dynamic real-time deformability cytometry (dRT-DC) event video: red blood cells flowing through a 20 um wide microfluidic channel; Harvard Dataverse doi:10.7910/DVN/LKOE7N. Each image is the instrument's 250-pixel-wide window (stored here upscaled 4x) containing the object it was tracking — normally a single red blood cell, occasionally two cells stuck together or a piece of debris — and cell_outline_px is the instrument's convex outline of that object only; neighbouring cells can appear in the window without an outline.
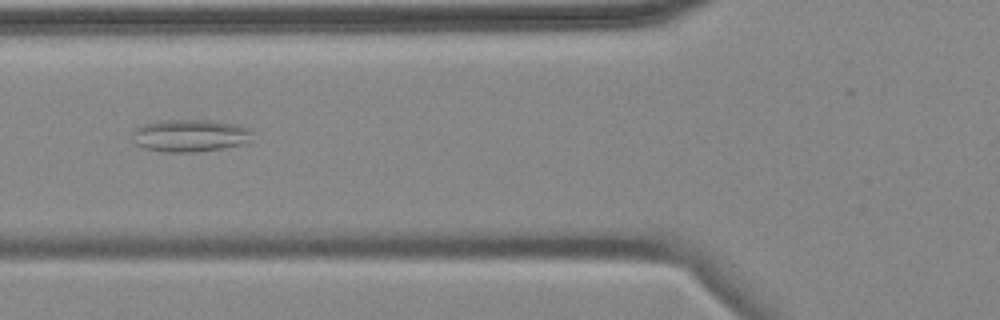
{"species": "common noctule bat (a hibernating species)", "species_latin": "Nyctalus noctula", "temperature_condition": "cold", "stored_images_in_passage": 14, "camera_frame_rate_fps": 3000, "um_per_image_px": 0.085, "animal": {"sex": "female", "body_mass_g": 18.4}, "frame": {"image": 1, "passage_image": 5, "time_ms": 6.333, "image_size_px": [1000, 320], "cell_outline_px": [[252, 132], [248, 140], [244, 144], [196, 152], [168, 152], [144, 148], [136, 144], [132, 132], [136, 128], [144, 124], [160, 120], [208, 120], [240, 124], [248, 128]], "centroid_in_image_um": [16.15, 11.51], "position_along_channel_um": 109.6, "area_um2": 22.54}}
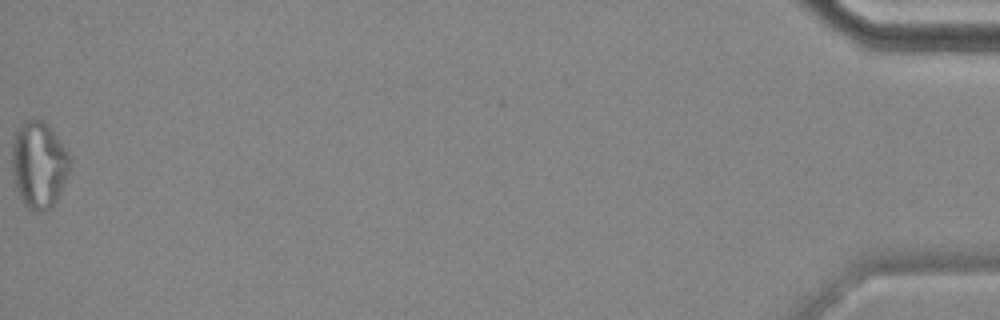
{"frame": {"image": 2, "passage_image": 14, "time_ms": 18.333, "image_size_px": [1000, 320], "cell_outline_px": [[68, 172], [60, 192], [52, 208], [44, 212], [40, 212], [28, 208], [24, 204], [16, 188], [12, 176], [12, 140], [16, 128], [24, 120], [44, 120], [52, 128], [68, 152]], "centroid_in_image_um": [3.27, 13.98], "position_along_channel_um": 431.9, "area_um2": 29.36}, "authors_computed_cell_mechanics": {"area_um2": 23.0044, "velocity_mm_per_s": 3.5465, "shape_relaxation_time_tau1_ms": null, "shape_relaxation_time_tau2_ms": 1.4151, "deformation_change_tau1": null, "deformation_change_tau2": 0.0669}}